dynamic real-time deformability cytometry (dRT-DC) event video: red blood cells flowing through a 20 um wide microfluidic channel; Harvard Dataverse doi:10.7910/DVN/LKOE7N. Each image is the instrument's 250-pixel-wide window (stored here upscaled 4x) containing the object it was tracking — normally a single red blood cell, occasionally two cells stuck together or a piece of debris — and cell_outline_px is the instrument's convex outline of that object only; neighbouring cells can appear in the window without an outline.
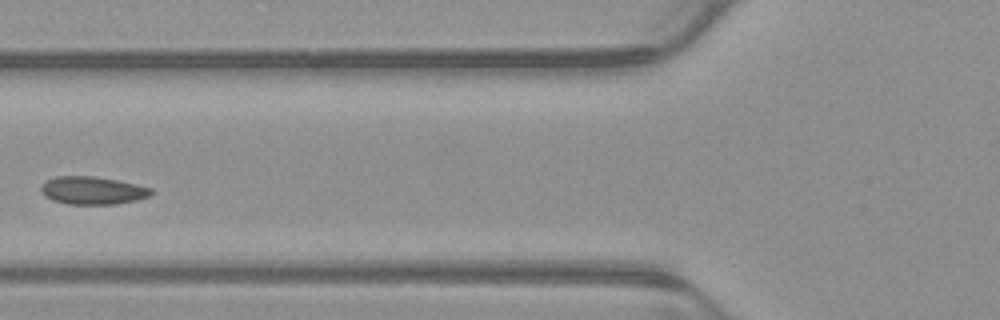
{"species": "common noctule bat (a hibernating species)", "species_latin": "Nyctalus noctula", "temperature_condition": "warm", "stored_images_in_passage": 5, "camera_frame_rate_fps": 3000, "um_per_image_px": 0.085, "animal": {"sex": "male", "body_mass_g": 23.1, "forearm_length_mm": 52.7}, "frame": {"image": 1, "passage_image": 5, "time_ms": 1.333, "image_size_px": [1000, 320], "cell_outline_px": [[156, 192], [148, 196], [136, 200], [116, 204], [68, 204], [52, 200], [44, 196], [40, 188], [48, 180], [56, 176], [92, 176], [116, 180], [136, 184], [152, 188]], "centroid_in_image_um": [7.89, 16.19], "position_along_channel_um": 117.9, "area_um2": 17.8}}